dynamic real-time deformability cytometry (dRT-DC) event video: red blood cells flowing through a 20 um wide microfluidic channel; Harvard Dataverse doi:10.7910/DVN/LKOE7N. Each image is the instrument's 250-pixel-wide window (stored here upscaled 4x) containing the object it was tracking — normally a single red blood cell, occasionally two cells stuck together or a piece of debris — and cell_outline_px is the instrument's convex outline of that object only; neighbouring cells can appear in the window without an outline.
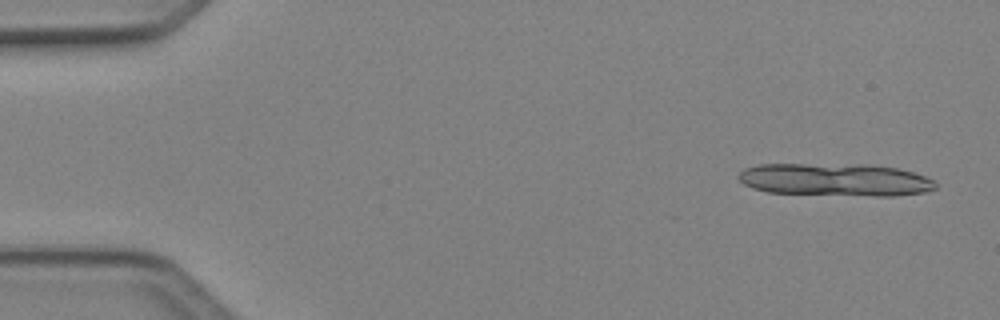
{"species": "Egyptian fruit bat (a non-hibernating species)", "species_latin": "Rousettus aegyptiacus", "temperature_condition": "cold", "stored_images_in_passage": 4, "camera_frame_rate_fps": 3000, "um_per_image_px": 0.085, "animal": {"sex": "female"}, "frame": {"image": 1, "passage_image": 1, "time_ms": 0.0, "image_size_px": [1000, 320], "cell_outline_px": [[936, 188], [924, 192], [896, 196], [876, 196], [768, 192], [752, 188], [744, 184], [736, 176], [744, 168], [756, 164], [872, 164], [900, 168], [924, 176], [932, 180], [936, 184]], "centroid_in_image_um": [70.98, 15.26], "position_along_channel_um": 14.0, "area_um2": 37.8}}
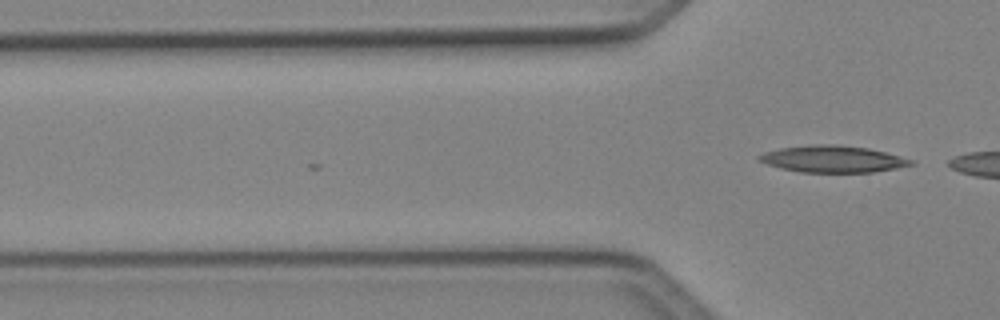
{"frame": {"image": 2, "passage_image": 4, "time_ms": 1.0, "image_size_px": [1000, 320], "cell_outline_px": [[916, 164], [896, 168], [872, 172], [800, 172], [780, 168], [756, 160], [756, 156], [764, 152], [780, 148], [812, 144], [828, 144], [868, 148], [884, 152], [912, 160]], "centroid_in_image_um": [70.73, 13.52], "position_along_channel_um": 55.1, "area_um2": 23.52}}